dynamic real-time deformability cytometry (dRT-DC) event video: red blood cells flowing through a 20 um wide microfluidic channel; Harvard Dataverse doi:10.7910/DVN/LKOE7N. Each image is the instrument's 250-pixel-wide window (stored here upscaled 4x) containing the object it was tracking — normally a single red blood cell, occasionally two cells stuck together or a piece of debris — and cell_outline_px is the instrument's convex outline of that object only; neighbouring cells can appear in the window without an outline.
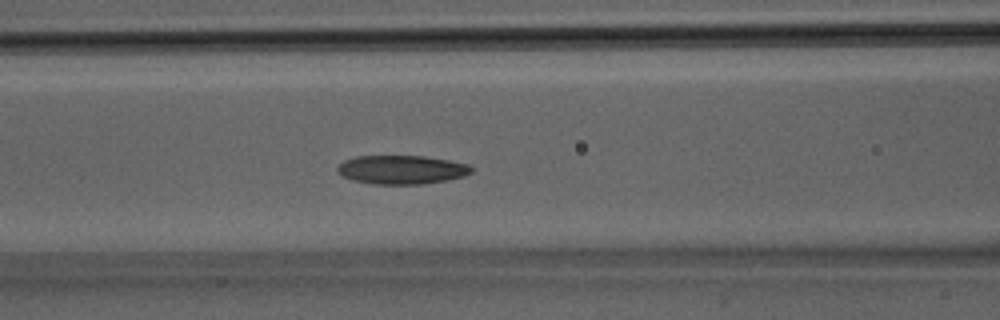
{"species": "Egyptian fruit bat (a non-hibernating species)", "species_latin": "Rousettus aegyptiacus", "temperature_condition": "room temperature", "stored_images_in_passage": 29, "camera_frame_rate_fps": 3000, "um_per_image_px": 0.085, "animal": {"sex": "male"}, "frame": {"image": 1, "passage_image": 13, "time_ms": 4.0, "image_size_px": [1000, 320], "cell_outline_px": [[476, 168], [472, 172], [464, 176], [448, 180], [420, 184], [372, 184], [352, 180], [340, 176], [336, 172], [336, 168], [344, 160], [356, 156], [424, 156], [448, 160], [468, 164]], "centroid_in_image_um": [34.13, 14.42], "position_along_channel_um": 132.5, "area_um2": 22.72}}